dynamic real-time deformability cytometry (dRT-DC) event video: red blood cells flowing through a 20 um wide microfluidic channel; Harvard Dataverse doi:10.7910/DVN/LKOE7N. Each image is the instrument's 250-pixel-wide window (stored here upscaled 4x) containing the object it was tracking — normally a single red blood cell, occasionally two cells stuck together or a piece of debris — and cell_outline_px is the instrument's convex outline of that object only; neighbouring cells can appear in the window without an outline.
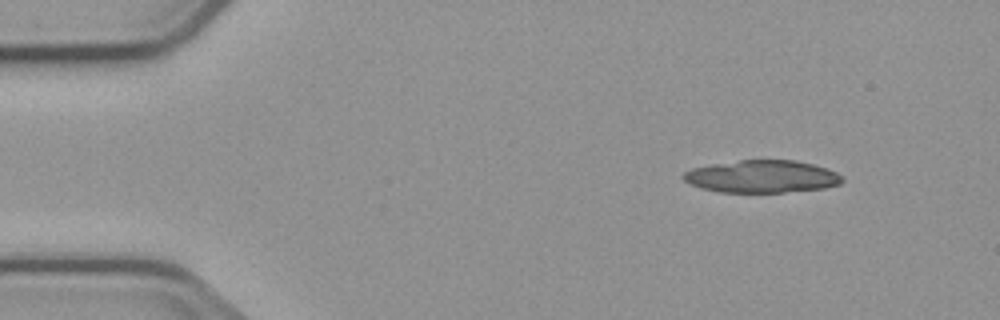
{"species": "common noctule bat (a hibernating species)", "species_latin": "Nyctalus noctula", "temperature_condition": "cold", "stored_images_in_passage": 5, "segment_of_instrument_passage": [2, 2], "camera_frame_rate_fps": 3000, "um_per_image_px": 0.085, "animal": {"sex": "male", "body_mass_g": 23.1, "forearm_length_mm": 52.7}, "frame": {"image": 1, "passage_image": 5, "time_ms": 5.0, "image_size_px": [1000, 320], "cell_outline_px": [[844, 180], [840, 184], [824, 188], [784, 192], [720, 192], [700, 188], [688, 184], [680, 176], [684, 172], [692, 168], [712, 164], [740, 160], [796, 160], [828, 168], [844, 176]], "centroid_in_image_um": [64.76, 15.0], "position_along_channel_um": 20.2, "area_um2": 30.29}}